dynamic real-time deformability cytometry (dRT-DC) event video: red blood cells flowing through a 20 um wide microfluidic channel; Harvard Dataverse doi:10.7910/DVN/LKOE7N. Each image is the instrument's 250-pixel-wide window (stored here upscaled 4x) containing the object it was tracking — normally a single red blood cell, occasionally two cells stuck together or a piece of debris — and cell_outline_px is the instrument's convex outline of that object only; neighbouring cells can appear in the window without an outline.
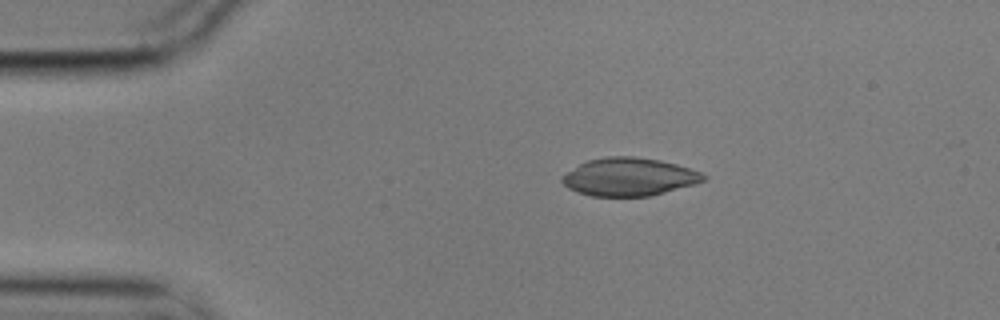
{"species": "common noctule bat (a hibernating species)", "species_latin": "Nyctalus noctula", "temperature_condition": "cold", "stored_images_in_passage": 5, "camera_frame_rate_fps": 3000, "um_per_image_px": 0.085, "animal": {"sex": "male", "body_mass_g": 17.9}, "frame": {"image": 1, "passage_image": 1, "time_ms": 0.0, "image_size_px": [1000, 320], "cell_outline_px": [[708, 176], [704, 180], [696, 184], [648, 196], [592, 196], [568, 188], [560, 180], [560, 176], [580, 164], [588, 160], [608, 156], [636, 156], [660, 160], [676, 164], [700, 172]], "centroid_in_image_um": [53.47, 15.03], "position_along_channel_um": 31.5, "area_um2": 31.15}}
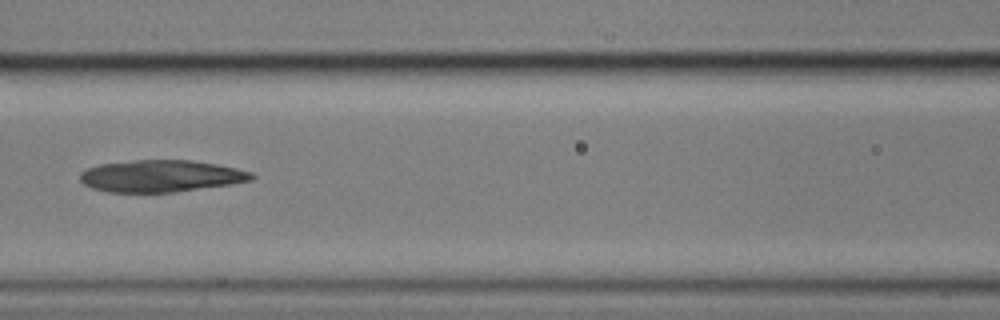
{"frame": {"image": 2, "passage_image": 5, "time_ms": 1.333, "image_size_px": [1000, 320], "cell_outline_px": [[256, 176], [252, 180], [232, 184], [176, 192], [104, 192], [92, 188], [84, 184], [80, 180], [80, 172], [88, 168], [100, 164], [136, 160], [192, 160], [220, 164], [252, 172]], "centroid_in_image_um": [13.71, 14.96], "position_along_channel_um": 152.9, "area_um2": 32.14}}